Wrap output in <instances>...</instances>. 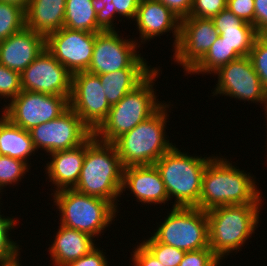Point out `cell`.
<instances>
[{"mask_svg":"<svg viewBox=\"0 0 267 266\" xmlns=\"http://www.w3.org/2000/svg\"><path fill=\"white\" fill-rule=\"evenodd\" d=\"M253 177L227 158L214 157L203 173L197 208L208 211L220 206L262 204V193Z\"/></svg>","mask_w":267,"mask_h":266,"instance_id":"obj_1","label":"cell"},{"mask_svg":"<svg viewBox=\"0 0 267 266\" xmlns=\"http://www.w3.org/2000/svg\"><path fill=\"white\" fill-rule=\"evenodd\" d=\"M123 166L113 143L92 134L86 140V153L75 190L110 201L116 208L121 197Z\"/></svg>","mask_w":267,"mask_h":266,"instance_id":"obj_2","label":"cell"},{"mask_svg":"<svg viewBox=\"0 0 267 266\" xmlns=\"http://www.w3.org/2000/svg\"><path fill=\"white\" fill-rule=\"evenodd\" d=\"M261 204L220 206L206 211L209 248L220 259L239 251L258 228Z\"/></svg>","mask_w":267,"mask_h":266,"instance_id":"obj_3","label":"cell"},{"mask_svg":"<svg viewBox=\"0 0 267 266\" xmlns=\"http://www.w3.org/2000/svg\"><path fill=\"white\" fill-rule=\"evenodd\" d=\"M156 69L134 90L127 93L118 103L111 106L106 119L93 132L100 141L113 143L122 134L156 113L166 102H160L153 88L160 74ZM155 90V91H154Z\"/></svg>","mask_w":267,"mask_h":266,"instance_id":"obj_4","label":"cell"},{"mask_svg":"<svg viewBox=\"0 0 267 266\" xmlns=\"http://www.w3.org/2000/svg\"><path fill=\"white\" fill-rule=\"evenodd\" d=\"M170 105L165 103L156 113L113 142L123 167L154 165L174 146L165 134Z\"/></svg>","mask_w":267,"mask_h":266,"instance_id":"obj_5","label":"cell"},{"mask_svg":"<svg viewBox=\"0 0 267 266\" xmlns=\"http://www.w3.org/2000/svg\"><path fill=\"white\" fill-rule=\"evenodd\" d=\"M215 156H190L174 145L154 165L165 184L173 207H197L200 200L203 173Z\"/></svg>","mask_w":267,"mask_h":266,"instance_id":"obj_6","label":"cell"},{"mask_svg":"<svg viewBox=\"0 0 267 266\" xmlns=\"http://www.w3.org/2000/svg\"><path fill=\"white\" fill-rule=\"evenodd\" d=\"M53 199L60 213V225L87 233L93 238L101 235L118 213L110 201L75 189L54 192Z\"/></svg>","mask_w":267,"mask_h":266,"instance_id":"obj_7","label":"cell"},{"mask_svg":"<svg viewBox=\"0 0 267 266\" xmlns=\"http://www.w3.org/2000/svg\"><path fill=\"white\" fill-rule=\"evenodd\" d=\"M152 237L186 252L209 248L206 211L197 207H173Z\"/></svg>","mask_w":267,"mask_h":266,"instance_id":"obj_8","label":"cell"},{"mask_svg":"<svg viewBox=\"0 0 267 266\" xmlns=\"http://www.w3.org/2000/svg\"><path fill=\"white\" fill-rule=\"evenodd\" d=\"M118 31H101L96 34L91 63L87 72L101 75L121 69L152 68L137 51L138 40L124 39ZM149 66V67H148Z\"/></svg>","mask_w":267,"mask_h":266,"instance_id":"obj_9","label":"cell"},{"mask_svg":"<svg viewBox=\"0 0 267 266\" xmlns=\"http://www.w3.org/2000/svg\"><path fill=\"white\" fill-rule=\"evenodd\" d=\"M69 99L70 96L22 90L1 112L12 123L29 131L35 126L60 117L70 108Z\"/></svg>","mask_w":267,"mask_h":266,"instance_id":"obj_10","label":"cell"},{"mask_svg":"<svg viewBox=\"0 0 267 266\" xmlns=\"http://www.w3.org/2000/svg\"><path fill=\"white\" fill-rule=\"evenodd\" d=\"M29 134L37 151L42 148L51 154L80 146L93 132L69 108L60 117L31 128Z\"/></svg>","mask_w":267,"mask_h":266,"instance_id":"obj_11","label":"cell"},{"mask_svg":"<svg viewBox=\"0 0 267 266\" xmlns=\"http://www.w3.org/2000/svg\"><path fill=\"white\" fill-rule=\"evenodd\" d=\"M218 82L212 96H229L243 101L258 102L267 106V92L253 68L249 56H242L219 68Z\"/></svg>","mask_w":267,"mask_h":266,"instance_id":"obj_12","label":"cell"},{"mask_svg":"<svg viewBox=\"0 0 267 266\" xmlns=\"http://www.w3.org/2000/svg\"><path fill=\"white\" fill-rule=\"evenodd\" d=\"M69 104L92 132L106 119L111 108L99 76L87 71L72 74Z\"/></svg>","mask_w":267,"mask_h":266,"instance_id":"obj_13","label":"cell"},{"mask_svg":"<svg viewBox=\"0 0 267 266\" xmlns=\"http://www.w3.org/2000/svg\"><path fill=\"white\" fill-rule=\"evenodd\" d=\"M96 34L62 27L46 37V49L71 74L87 71Z\"/></svg>","mask_w":267,"mask_h":266,"instance_id":"obj_14","label":"cell"},{"mask_svg":"<svg viewBox=\"0 0 267 266\" xmlns=\"http://www.w3.org/2000/svg\"><path fill=\"white\" fill-rule=\"evenodd\" d=\"M20 78L23 91L71 96L72 74L46 48Z\"/></svg>","mask_w":267,"mask_h":266,"instance_id":"obj_15","label":"cell"},{"mask_svg":"<svg viewBox=\"0 0 267 266\" xmlns=\"http://www.w3.org/2000/svg\"><path fill=\"white\" fill-rule=\"evenodd\" d=\"M219 37L212 19L188 16L181 19L180 34L173 59L188 73Z\"/></svg>","mask_w":267,"mask_h":266,"instance_id":"obj_16","label":"cell"},{"mask_svg":"<svg viewBox=\"0 0 267 266\" xmlns=\"http://www.w3.org/2000/svg\"><path fill=\"white\" fill-rule=\"evenodd\" d=\"M46 48V37L26 26L0 41V64L22 73Z\"/></svg>","mask_w":267,"mask_h":266,"instance_id":"obj_17","label":"cell"},{"mask_svg":"<svg viewBox=\"0 0 267 266\" xmlns=\"http://www.w3.org/2000/svg\"><path fill=\"white\" fill-rule=\"evenodd\" d=\"M143 44L155 37L172 31L173 47L177 46L180 34L181 19L169 8L157 0H140L135 20ZM154 37V38H153ZM144 40V41H143Z\"/></svg>","mask_w":267,"mask_h":266,"instance_id":"obj_18","label":"cell"},{"mask_svg":"<svg viewBox=\"0 0 267 266\" xmlns=\"http://www.w3.org/2000/svg\"><path fill=\"white\" fill-rule=\"evenodd\" d=\"M130 189L137 202L162 204L169 200L161 174L155 165L127 166L123 168L121 194Z\"/></svg>","mask_w":267,"mask_h":266,"instance_id":"obj_19","label":"cell"},{"mask_svg":"<svg viewBox=\"0 0 267 266\" xmlns=\"http://www.w3.org/2000/svg\"><path fill=\"white\" fill-rule=\"evenodd\" d=\"M86 153V141L78 147L53 152L46 163L45 173L55 186V191L74 189L83 166ZM52 157V158H51Z\"/></svg>","mask_w":267,"mask_h":266,"instance_id":"obj_20","label":"cell"},{"mask_svg":"<svg viewBox=\"0 0 267 266\" xmlns=\"http://www.w3.org/2000/svg\"><path fill=\"white\" fill-rule=\"evenodd\" d=\"M53 243L48 248L54 266H66L96 247L94 238L87 233L59 225Z\"/></svg>","mask_w":267,"mask_h":266,"instance_id":"obj_21","label":"cell"},{"mask_svg":"<svg viewBox=\"0 0 267 266\" xmlns=\"http://www.w3.org/2000/svg\"><path fill=\"white\" fill-rule=\"evenodd\" d=\"M66 0H30L25 26L45 37L64 27Z\"/></svg>","mask_w":267,"mask_h":266,"instance_id":"obj_22","label":"cell"},{"mask_svg":"<svg viewBox=\"0 0 267 266\" xmlns=\"http://www.w3.org/2000/svg\"><path fill=\"white\" fill-rule=\"evenodd\" d=\"M35 151L37 150L29 131L15 125L2 114L0 117V155L9 156L28 164L29 157L32 156V153L35 155Z\"/></svg>","mask_w":267,"mask_h":266,"instance_id":"obj_23","label":"cell"},{"mask_svg":"<svg viewBox=\"0 0 267 266\" xmlns=\"http://www.w3.org/2000/svg\"><path fill=\"white\" fill-rule=\"evenodd\" d=\"M155 69H121L98 75L109 104L118 103L140 85Z\"/></svg>","mask_w":267,"mask_h":266,"instance_id":"obj_24","label":"cell"},{"mask_svg":"<svg viewBox=\"0 0 267 266\" xmlns=\"http://www.w3.org/2000/svg\"><path fill=\"white\" fill-rule=\"evenodd\" d=\"M92 0H66L64 27L92 33L102 30L96 24Z\"/></svg>","mask_w":267,"mask_h":266,"instance_id":"obj_25","label":"cell"},{"mask_svg":"<svg viewBox=\"0 0 267 266\" xmlns=\"http://www.w3.org/2000/svg\"><path fill=\"white\" fill-rule=\"evenodd\" d=\"M241 56L219 36L211 45L204 57L188 72V74H212L230 61Z\"/></svg>","mask_w":267,"mask_h":266,"instance_id":"obj_26","label":"cell"},{"mask_svg":"<svg viewBox=\"0 0 267 266\" xmlns=\"http://www.w3.org/2000/svg\"><path fill=\"white\" fill-rule=\"evenodd\" d=\"M25 27V11L11 3L0 1V41Z\"/></svg>","mask_w":267,"mask_h":266,"instance_id":"obj_27","label":"cell"},{"mask_svg":"<svg viewBox=\"0 0 267 266\" xmlns=\"http://www.w3.org/2000/svg\"><path fill=\"white\" fill-rule=\"evenodd\" d=\"M218 33L221 40H224L241 57L249 56L253 43L258 37L255 28H230Z\"/></svg>","mask_w":267,"mask_h":266,"instance_id":"obj_28","label":"cell"},{"mask_svg":"<svg viewBox=\"0 0 267 266\" xmlns=\"http://www.w3.org/2000/svg\"><path fill=\"white\" fill-rule=\"evenodd\" d=\"M31 167L24 161L0 155V193L3 187L17 184ZM20 179V180H19ZM1 199V198H0Z\"/></svg>","mask_w":267,"mask_h":266,"instance_id":"obj_29","label":"cell"},{"mask_svg":"<svg viewBox=\"0 0 267 266\" xmlns=\"http://www.w3.org/2000/svg\"><path fill=\"white\" fill-rule=\"evenodd\" d=\"M163 266H179L186 251L159 243L152 236L141 242Z\"/></svg>","mask_w":267,"mask_h":266,"instance_id":"obj_30","label":"cell"},{"mask_svg":"<svg viewBox=\"0 0 267 266\" xmlns=\"http://www.w3.org/2000/svg\"><path fill=\"white\" fill-rule=\"evenodd\" d=\"M16 225L17 218L8 216L6 218L0 214V262L13 257L20 250V245L9 237V231L13 230Z\"/></svg>","mask_w":267,"mask_h":266,"instance_id":"obj_31","label":"cell"},{"mask_svg":"<svg viewBox=\"0 0 267 266\" xmlns=\"http://www.w3.org/2000/svg\"><path fill=\"white\" fill-rule=\"evenodd\" d=\"M21 91L20 73L0 64V98L10 102Z\"/></svg>","mask_w":267,"mask_h":266,"instance_id":"obj_32","label":"cell"},{"mask_svg":"<svg viewBox=\"0 0 267 266\" xmlns=\"http://www.w3.org/2000/svg\"><path fill=\"white\" fill-rule=\"evenodd\" d=\"M255 72L258 74L264 90L267 92V45L258 37L249 53Z\"/></svg>","mask_w":267,"mask_h":266,"instance_id":"obj_33","label":"cell"},{"mask_svg":"<svg viewBox=\"0 0 267 266\" xmlns=\"http://www.w3.org/2000/svg\"><path fill=\"white\" fill-rule=\"evenodd\" d=\"M226 4L227 0H193L189 16L212 19L226 9Z\"/></svg>","mask_w":267,"mask_h":266,"instance_id":"obj_34","label":"cell"},{"mask_svg":"<svg viewBox=\"0 0 267 266\" xmlns=\"http://www.w3.org/2000/svg\"><path fill=\"white\" fill-rule=\"evenodd\" d=\"M220 259L210 248L186 252L179 266H220Z\"/></svg>","mask_w":267,"mask_h":266,"instance_id":"obj_35","label":"cell"},{"mask_svg":"<svg viewBox=\"0 0 267 266\" xmlns=\"http://www.w3.org/2000/svg\"><path fill=\"white\" fill-rule=\"evenodd\" d=\"M112 0H92V5L97 13L96 24L102 31H115L114 16L110 13Z\"/></svg>","mask_w":267,"mask_h":266,"instance_id":"obj_36","label":"cell"},{"mask_svg":"<svg viewBox=\"0 0 267 266\" xmlns=\"http://www.w3.org/2000/svg\"><path fill=\"white\" fill-rule=\"evenodd\" d=\"M212 20L218 32H223V29L230 28H254L252 24L238 18L227 8L214 16Z\"/></svg>","mask_w":267,"mask_h":266,"instance_id":"obj_37","label":"cell"},{"mask_svg":"<svg viewBox=\"0 0 267 266\" xmlns=\"http://www.w3.org/2000/svg\"><path fill=\"white\" fill-rule=\"evenodd\" d=\"M226 8L238 18L254 26V0H227Z\"/></svg>","mask_w":267,"mask_h":266,"instance_id":"obj_38","label":"cell"},{"mask_svg":"<svg viewBox=\"0 0 267 266\" xmlns=\"http://www.w3.org/2000/svg\"><path fill=\"white\" fill-rule=\"evenodd\" d=\"M140 0H112L110 4V13L115 15L124 16L127 20H135Z\"/></svg>","mask_w":267,"mask_h":266,"instance_id":"obj_39","label":"cell"},{"mask_svg":"<svg viewBox=\"0 0 267 266\" xmlns=\"http://www.w3.org/2000/svg\"><path fill=\"white\" fill-rule=\"evenodd\" d=\"M100 248L95 247L89 253L80 257L78 260L69 262L66 266H109L107 256Z\"/></svg>","mask_w":267,"mask_h":266,"instance_id":"obj_40","label":"cell"},{"mask_svg":"<svg viewBox=\"0 0 267 266\" xmlns=\"http://www.w3.org/2000/svg\"><path fill=\"white\" fill-rule=\"evenodd\" d=\"M131 256L134 266H163L142 243L135 247Z\"/></svg>","mask_w":267,"mask_h":266,"instance_id":"obj_41","label":"cell"},{"mask_svg":"<svg viewBox=\"0 0 267 266\" xmlns=\"http://www.w3.org/2000/svg\"><path fill=\"white\" fill-rule=\"evenodd\" d=\"M169 8L178 18L183 19L190 15L193 0H157Z\"/></svg>","mask_w":267,"mask_h":266,"instance_id":"obj_42","label":"cell"},{"mask_svg":"<svg viewBox=\"0 0 267 266\" xmlns=\"http://www.w3.org/2000/svg\"><path fill=\"white\" fill-rule=\"evenodd\" d=\"M254 28L257 33L267 26V0H254Z\"/></svg>","mask_w":267,"mask_h":266,"instance_id":"obj_43","label":"cell"},{"mask_svg":"<svg viewBox=\"0 0 267 266\" xmlns=\"http://www.w3.org/2000/svg\"><path fill=\"white\" fill-rule=\"evenodd\" d=\"M20 256V251L15 254L13 257L7 259V260H4V261H1L0 262V266H20V262L21 260H19V257Z\"/></svg>","mask_w":267,"mask_h":266,"instance_id":"obj_44","label":"cell"},{"mask_svg":"<svg viewBox=\"0 0 267 266\" xmlns=\"http://www.w3.org/2000/svg\"><path fill=\"white\" fill-rule=\"evenodd\" d=\"M1 2L11 3L23 9L27 10L30 0H0Z\"/></svg>","mask_w":267,"mask_h":266,"instance_id":"obj_45","label":"cell"},{"mask_svg":"<svg viewBox=\"0 0 267 266\" xmlns=\"http://www.w3.org/2000/svg\"><path fill=\"white\" fill-rule=\"evenodd\" d=\"M258 38L267 45V26L263 27L258 33Z\"/></svg>","mask_w":267,"mask_h":266,"instance_id":"obj_46","label":"cell"},{"mask_svg":"<svg viewBox=\"0 0 267 266\" xmlns=\"http://www.w3.org/2000/svg\"><path fill=\"white\" fill-rule=\"evenodd\" d=\"M265 111H266L265 114L267 115V106L265 107ZM266 115H265V117H266V120H267V116Z\"/></svg>","mask_w":267,"mask_h":266,"instance_id":"obj_47","label":"cell"}]
</instances>
